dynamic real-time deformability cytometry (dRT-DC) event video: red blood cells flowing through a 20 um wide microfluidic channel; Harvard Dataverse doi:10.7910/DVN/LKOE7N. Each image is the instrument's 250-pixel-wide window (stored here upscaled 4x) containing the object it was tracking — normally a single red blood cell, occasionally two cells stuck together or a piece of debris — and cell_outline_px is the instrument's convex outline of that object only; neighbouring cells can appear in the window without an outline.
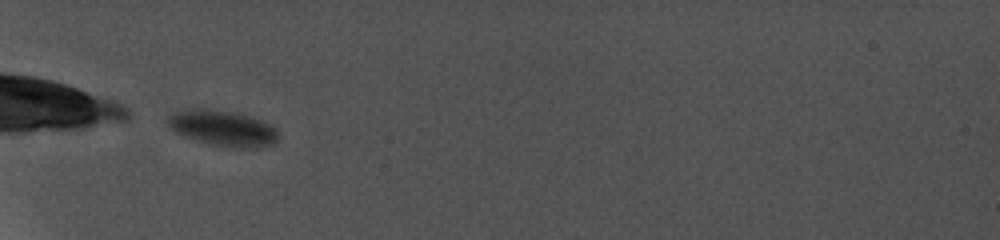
{"species": "common noctule bat (a hibernating species)", "species_latin": "Nyctalus noctula", "temperature_condition": "cold", "stored_images_in_passage": 5, "camera_frame_rate_fps": 5000, "um_per_image_px": 0.085, "animal": {"sex": "female", "body_mass_g": 19.0, "forearm_length_mm": 56.7}, "frame": {"image": 1, "passage_image": 1, "time_ms": 0.0, "image_size_px": [1000, 240], "cell_outline_px": [[276, 140], [272, 144], [248, 148], [232, 148], [208, 144], [192, 140], [176, 132], [168, 124], [168, 116], [184, 112], [216, 112], [240, 116], [256, 120], [272, 128], [276, 132]], "centroid_in_image_um": [18.91, 11.01], "position_along_channel_um": 66.1, "area_um2": 20.81}}
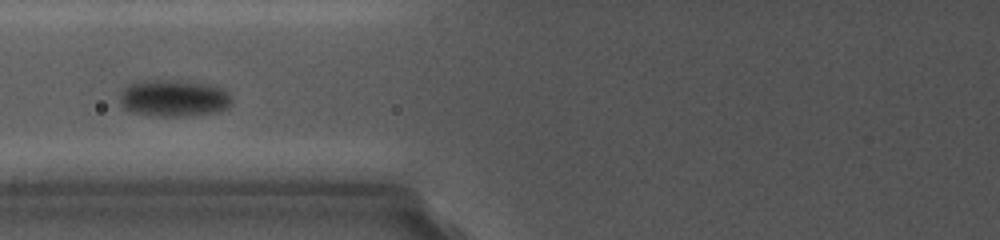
{"frame": {"image": 2, "passage_image": 3, "time_ms": 1.8, "image_size_px": [1000, 240], "cell_outline_px": [[228, 104], [224, 108], [216, 112], [184, 116], [152, 116], [132, 112], [124, 108], [124, 92], [132, 84], [192, 84], [216, 88], [224, 92], [228, 96]], "centroid_in_image_um": [14.78, 8.47], "position_along_channel_um": 111.0, "area_um2": 21.1}}